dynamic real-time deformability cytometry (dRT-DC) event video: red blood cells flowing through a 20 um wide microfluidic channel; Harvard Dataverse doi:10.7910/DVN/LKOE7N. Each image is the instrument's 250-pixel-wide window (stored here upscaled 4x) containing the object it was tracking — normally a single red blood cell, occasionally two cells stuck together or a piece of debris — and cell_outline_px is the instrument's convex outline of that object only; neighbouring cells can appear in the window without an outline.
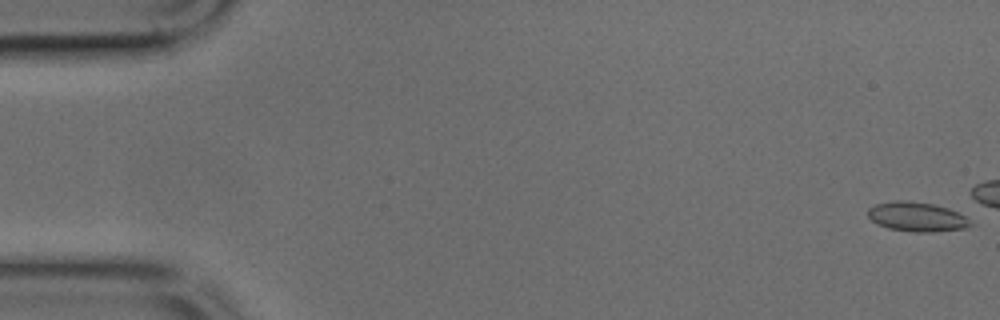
{"species": "common noctule bat (a hibernating species)", "species_latin": "Nyctalus noctula", "temperature_condition": "cold", "stored_images_in_passage": 12, "camera_frame_rate_fps": 3000, "um_per_image_px": 0.085, "animal": {"sex": "male", "body_mass_g": 17.9, "forearm_length_mm": 54.2}, "frame": {"image": 1, "passage_image": 1, "time_ms": 0.0, "image_size_px": [1000, 320], "cell_outline_px": [[964, 224], [956, 228], [896, 228], [884, 224], [876, 220], [868, 212], [884, 204], [924, 204], [944, 208], [960, 216]], "centroid_in_image_um": [77.86, 18.4], "position_along_channel_um": 7.1, "area_um2": 13.18}}